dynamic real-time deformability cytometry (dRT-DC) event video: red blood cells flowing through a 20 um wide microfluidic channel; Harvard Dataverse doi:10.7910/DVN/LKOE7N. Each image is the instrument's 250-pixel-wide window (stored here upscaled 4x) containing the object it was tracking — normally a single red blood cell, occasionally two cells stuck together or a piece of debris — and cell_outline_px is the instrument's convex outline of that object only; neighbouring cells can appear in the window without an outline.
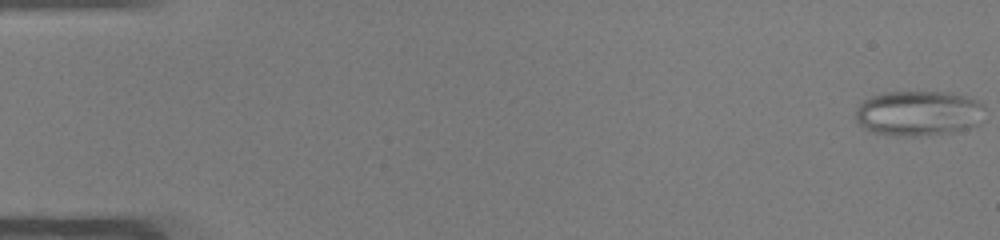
{"species": "common noctule bat (a hibernating species)", "species_latin": "Nyctalus noctula", "temperature_condition": "warm", "stored_images_in_passage": 50, "camera_frame_rate_fps": 3000, "um_per_image_px": 0.085, "animal": {"sex": "male", "body_mass_g": 19.0, "forearm_length_mm": 50.8}, "frame": {"image": 1, "passage_image": 1, "time_ms": 0.0, "image_size_px": [1000, 240], "cell_outline_px": [[984, 108], [980, 124], [968, 128], [952, 132], [916, 136], [896, 136], [872, 132], [860, 124], [856, 120], [856, 108], [864, 100], [872, 96], [884, 92], [948, 92], [968, 96], [984, 104]], "centroid_in_image_um": [78.1, 9.62], "position_along_channel_um": 6.9, "area_um2": 34.16}}
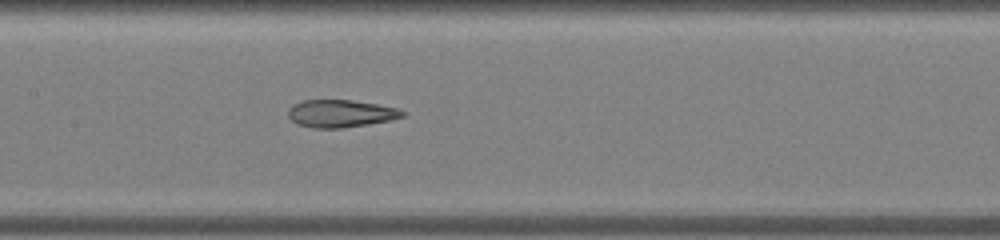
{"frame": {"image": 2, "passage_image": 25, "time_ms": 8.0, "image_size_px": [1000, 240], "cell_outline_px": [[404, 116], [392, 120], [368, 124], [340, 128], [312, 128], [296, 124], [288, 116], [288, 108], [292, 104], [304, 100], [352, 100], [376, 104], [396, 108], [404, 112]], "centroid_in_image_um": [28.91, 9.65], "position_along_channel_um": 178.5, "area_um2": 18.32}}
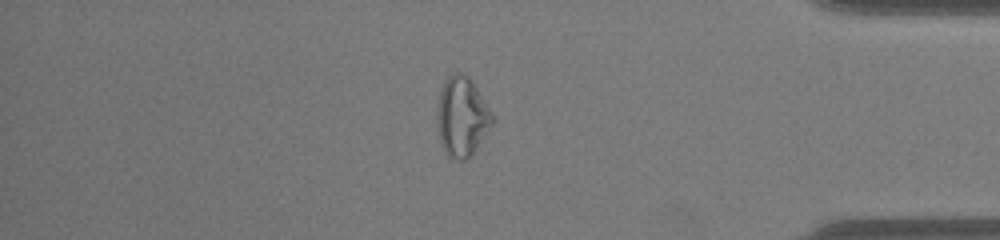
{"frame": {"image": 3, "passage_image": 43, "time_ms": 14.0, "image_size_px": [1000, 240], "cell_outline_px": [[496, 120], [472, 152], [464, 160], [460, 160], [448, 156], [440, 140], [440, 92], [444, 80], [452, 72], [460, 72], [468, 76], [472, 80], [492, 112]], "centroid_in_image_um": [39.33, 9.86], "position_along_channel_um": 395.9, "area_um2": 24.68}, "authors_computed_cell_mechanics": {"area_um2": 23.8425, "velocity_mm_per_s": 4.0704, "shape_relaxation_time_tau1_ms": null, "shape_relaxation_time_tau2_ms": 2.2389, "deformation_change_tau1": null, "deformation_change_tau2": 0.1061}}